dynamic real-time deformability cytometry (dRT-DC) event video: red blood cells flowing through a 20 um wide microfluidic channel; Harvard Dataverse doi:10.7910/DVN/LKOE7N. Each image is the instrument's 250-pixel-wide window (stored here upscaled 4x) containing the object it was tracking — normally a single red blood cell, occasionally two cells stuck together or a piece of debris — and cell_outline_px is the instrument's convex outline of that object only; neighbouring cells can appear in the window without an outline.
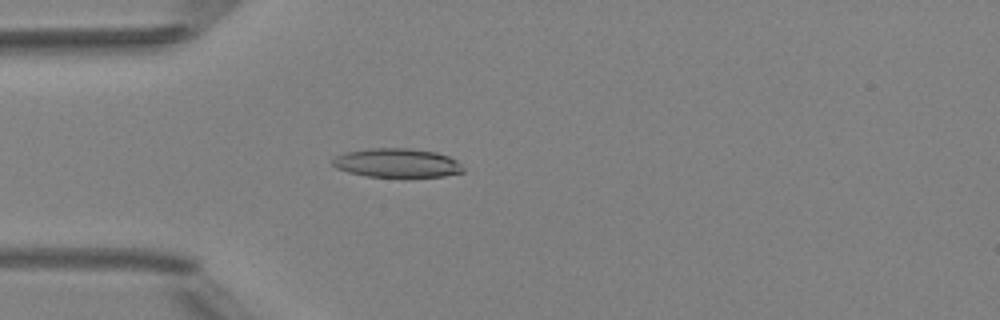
{"species": "Egyptian fruit bat (a non-hibernating species)", "species_latin": "Rousettus aegyptiacus", "temperature_condition": "room temperature", "stored_images_in_passage": 4, "camera_frame_rate_fps": 3000, "um_per_image_px": 0.085, "animal": {"sex": "female"}, "frame": {"image": 1, "passage_image": 4, "time_ms": 3.333, "image_size_px": [1000, 320], "cell_outline_px": [[464, 172], [444, 176], [368, 176], [348, 172], [336, 168], [332, 164], [332, 160], [336, 156], [348, 152], [372, 148], [408, 148], [436, 152], [448, 156], [456, 160], [464, 168]], "centroid_in_image_um": [33.76, 13.84], "position_along_channel_um": 51.2, "area_um2": 21.73}}